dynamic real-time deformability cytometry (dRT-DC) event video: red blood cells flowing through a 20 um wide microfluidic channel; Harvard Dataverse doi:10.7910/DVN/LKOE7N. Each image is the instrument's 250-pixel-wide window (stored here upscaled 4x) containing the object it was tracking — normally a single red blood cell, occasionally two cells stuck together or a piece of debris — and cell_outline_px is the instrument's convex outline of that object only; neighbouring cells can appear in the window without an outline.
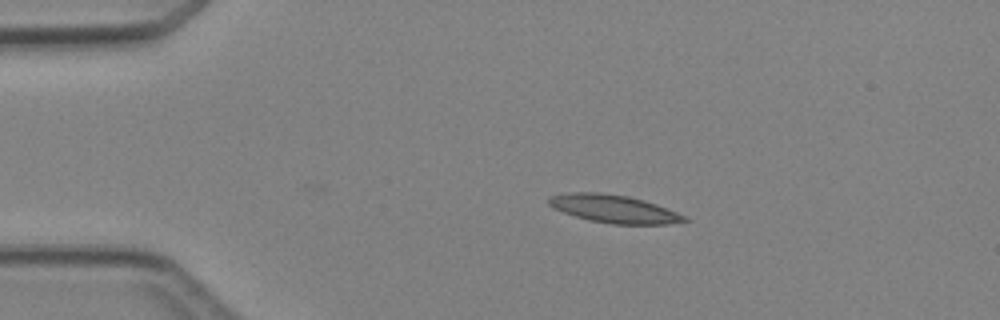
{"species": "Egyptian fruit bat (a non-hibernating species)", "species_latin": "Rousettus aegyptiacus", "temperature_condition": "cold", "stored_images_in_passage": 3, "camera_frame_rate_fps": 3000, "um_per_image_px": 0.085, "animal": {"sex": "female"}, "frame": {"image": 1, "passage_image": 2, "time_ms": 1.333, "image_size_px": [1000, 320], "cell_outline_px": [[688, 220], [668, 224], [612, 224], [588, 220], [552, 208], [548, 204], [548, 196], [568, 192], [600, 192], [628, 196], [644, 200], [656, 204], [676, 212], [684, 216]], "centroid_in_image_um": [52.12, 17.74], "position_along_channel_um": 32.9, "area_um2": 22.02}}